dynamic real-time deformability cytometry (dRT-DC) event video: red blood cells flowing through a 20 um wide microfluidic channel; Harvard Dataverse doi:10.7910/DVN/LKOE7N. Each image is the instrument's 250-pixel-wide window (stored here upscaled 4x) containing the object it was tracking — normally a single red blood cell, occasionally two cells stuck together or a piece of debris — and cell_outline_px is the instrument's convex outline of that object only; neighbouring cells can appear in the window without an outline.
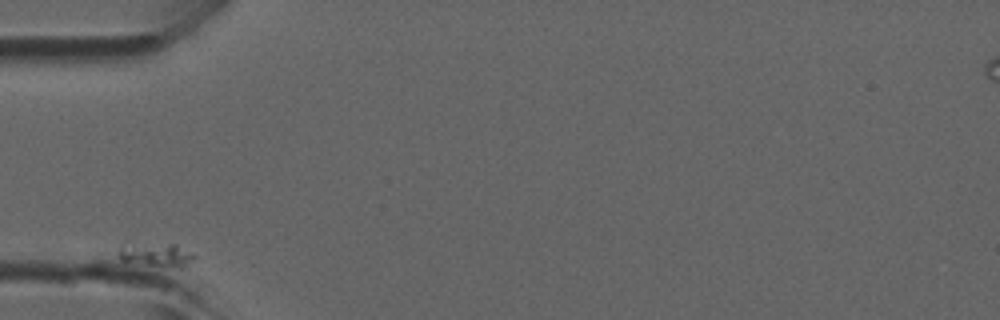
{"species": "common noctule bat (a hibernating species)", "species_latin": "Nyctalus noctula", "temperature_condition": "room temperature", "stored_images_in_passage": 39, "camera_frame_rate_fps": 3000, "um_per_image_px": 0.085, "animal": {"sex": "male", "forearm_length_mm": 52.5}, "frame": {"image": 1, "passage_image": 1, "time_ms": 0.0, "image_size_px": [1000, 320], "cell_outline_px": [[196, 256], [184, 268], [180, 268], [148, 264], [120, 260], [120, 244], [124, 240], [176, 244], [192, 252]], "centroid_in_image_um": [13.24, 21.57], "position_along_channel_um": 71.8, "area_um2": 11.04}}
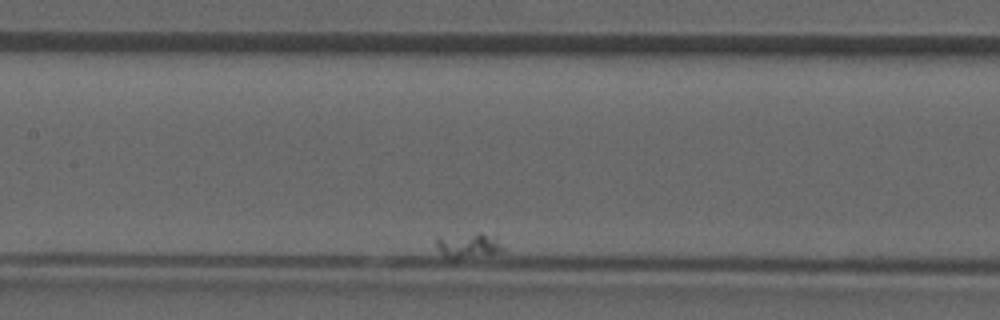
{"frame": {"image": 2, "passage_image": 13, "time_ms": 4.0, "image_size_px": [1000, 320], "cell_outline_px": [[504, 252], [456, 260], [452, 260], [444, 256], [440, 252], [436, 244], [436, 236], [480, 232], [496, 236], [504, 248]], "centroid_in_image_um": [39.81, 20.86], "position_along_channel_um": 167.6, "area_um2": 10.29}}